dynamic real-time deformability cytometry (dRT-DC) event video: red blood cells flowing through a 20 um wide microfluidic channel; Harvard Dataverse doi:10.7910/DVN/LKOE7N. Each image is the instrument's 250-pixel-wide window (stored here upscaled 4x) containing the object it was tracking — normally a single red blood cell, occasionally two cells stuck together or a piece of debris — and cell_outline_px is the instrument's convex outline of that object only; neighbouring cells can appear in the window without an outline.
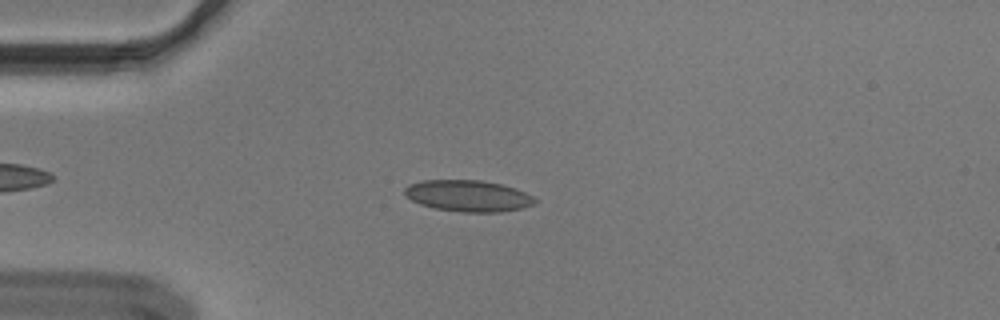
{"species": "Egyptian fruit bat (a non-hibernating species)", "species_latin": "Rousettus aegyptiacus", "temperature_condition": "cold", "stored_images_in_passage": 52, "camera_frame_rate_fps": 3000, "um_per_image_px": 0.085, "animal": {"sex": "male"}, "frame": {"image": 1, "passage_image": 11, "time_ms": 3.333, "image_size_px": [1000, 320], "cell_outline_px": [[536, 200], [532, 204], [520, 208], [500, 212], [460, 212], [432, 208], [420, 204], [412, 200], [404, 192], [404, 188], [408, 184], [424, 180], [480, 180], [504, 184], [516, 188], [532, 196]], "centroid_in_image_um": [39.76, 16.64], "position_along_channel_um": 45.2, "area_um2": 23.81}}
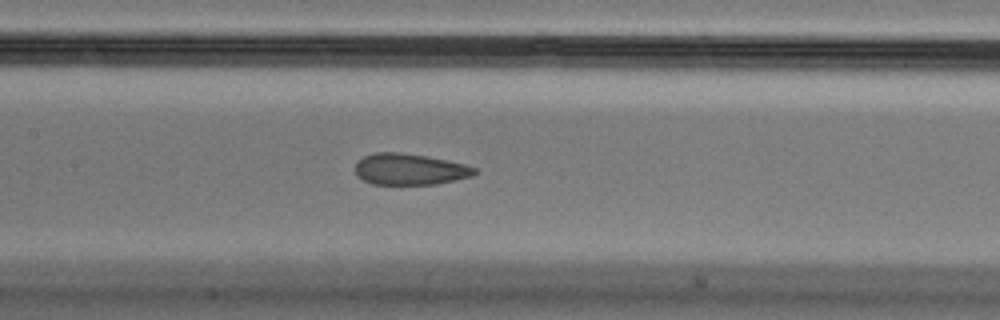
{"frame": {"image": 2, "passage_image": 23, "time_ms": 7.333, "image_size_px": [1000, 320], "cell_outline_px": [[476, 172], [472, 176], [456, 180], [436, 184], [372, 184], [356, 176], [356, 164], [364, 156], [376, 152], [400, 152], [424, 156], [464, 164], [476, 168]], "centroid_in_image_um": [34.81, 14.39], "position_along_channel_um": 172.6, "area_um2": 21.5}}
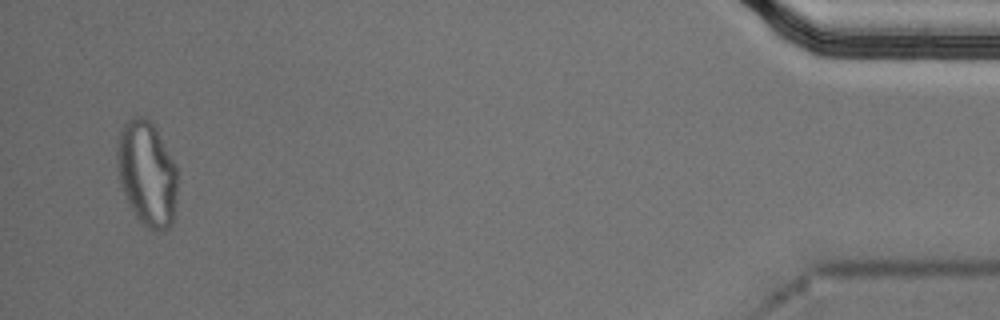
{"frame": {"image": 3, "passage_image": 50, "time_ms": 16.333, "image_size_px": [1000, 320], "cell_outline_px": [[176, 204], [172, 224], [164, 232], [152, 232], [136, 216], [120, 184], [116, 160], [116, 148], [120, 132], [124, 124], [132, 116], [144, 116], [156, 128], [176, 168]], "centroid_in_image_um": [12.48, 14.77], "position_along_channel_um": 422.7, "area_um2": 36.76}, "authors_computed_cell_mechanics": {"area_um2": 23.2067, "velocity_mm_per_s": 3.635, "shape_relaxation_time_tau1_ms": null, "shape_relaxation_time_tau2_ms": 1.5305, "deformation_change_tau1": null, "deformation_change_tau2": 0.0806}}